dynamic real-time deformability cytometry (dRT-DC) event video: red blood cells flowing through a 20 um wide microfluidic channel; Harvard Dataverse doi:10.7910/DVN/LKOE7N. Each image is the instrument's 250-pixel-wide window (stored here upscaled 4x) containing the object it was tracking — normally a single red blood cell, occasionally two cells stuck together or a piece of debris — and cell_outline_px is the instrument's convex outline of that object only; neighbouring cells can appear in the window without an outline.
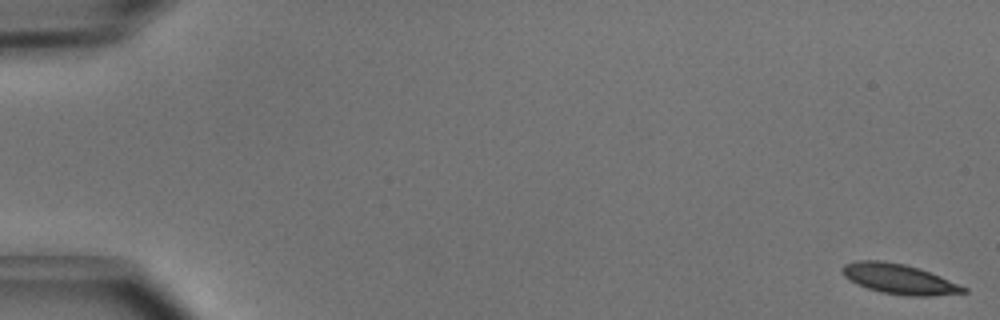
{"species": "common noctule bat (a hibernating species)", "species_latin": "Nyctalus noctula", "temperature_condition": "cold", "stored_images_in_passage": 4, "camera_frame_rate_fps": 3000, "um_per_image_px": 0.085, "animal": {"sex": "male", "body_mass_g": 15.6}, "frame": {"image": 1, "passage_image": 1, "time_ms": 0.0, "image_size_px": [1000, 320], "cell_outline_px": [[968, 292], [932, 296], [908, 296], [880, 292], [856, 284], [844, 276], [840, 272], [840, 268], [844, 264], [856, 260], [880, 260], [904, 264], [920, 268], [940, 276], [968, 288]], "centroid_in_image_um": [76.4, 23.71], "position_along_channel_um": 8.6, "area_um2": 21.39}}
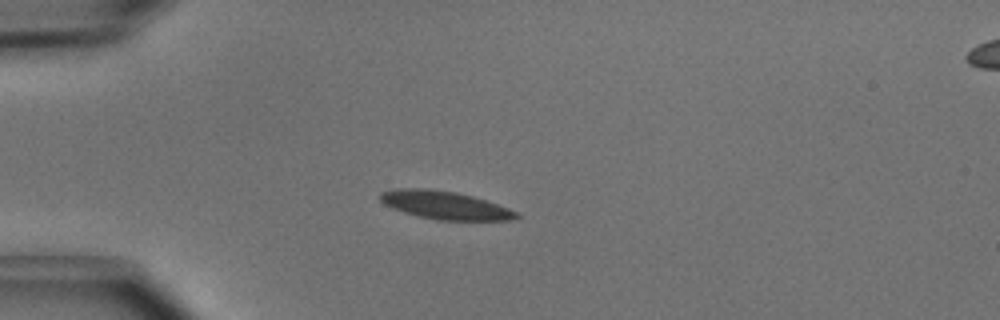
{"frame": {"image": 2, "passage_image": 4, "time_ms": 1.0, "image_size_px": [1000, 320], "cell_outline_px": [[520, 216], [508, 220], [436, 220], [404, 212], [392, 208], [384, 204], [380, 200], [380, 192], [396, 188], [428, 188], [456, 192], [472, 196], [508, 208], [516, 212]], "centroid_in_image_um": [37.76, 17.43], "position_along_channel_um": 47.2, "area_um2": 22.08}}